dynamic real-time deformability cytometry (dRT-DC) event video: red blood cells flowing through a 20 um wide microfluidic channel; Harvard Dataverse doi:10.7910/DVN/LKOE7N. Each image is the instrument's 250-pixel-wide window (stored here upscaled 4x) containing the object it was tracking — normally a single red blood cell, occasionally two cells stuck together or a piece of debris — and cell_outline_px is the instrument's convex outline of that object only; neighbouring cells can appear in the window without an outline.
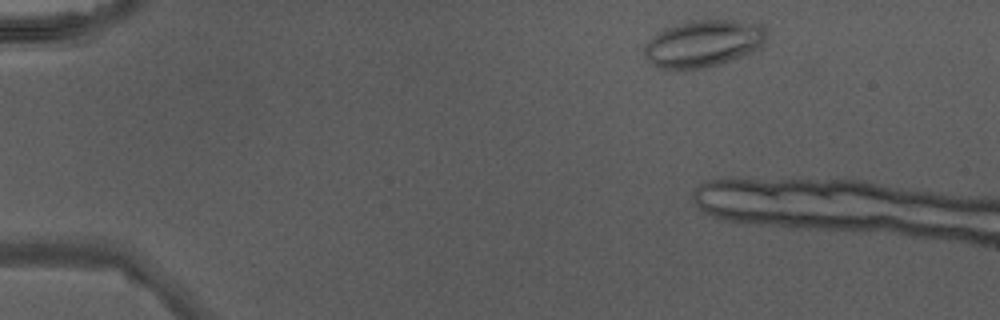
{"species": "Egyptian fruit bat (a non-hibernating species)", "species_latin": "Rousettus aegyptiacus", "temperature_condition": "warm", "stored_images_in_passage": 7, "camera_frame_rate_fps": 3000, "um_per_image_px": 0.085, "animal": {"sex": "male"}, "frame": {"image": 1, "passage_image": 3, "time_ms": 0.667, "image_size_px": [1000, 320], "cell_outline_px": [[768, 36], [760, 48], [744, 56], [704, 68], [656, 68], [644, 56], [644, 44], [656, 32], [664, 28], [676, 24], [696, 20], [736, 20], [760, 24], [764, 28]], "centroid_in_image_um": [59.78, 3.69], "position_along_channel_um": 25.2, "area_um2": 33.58}}